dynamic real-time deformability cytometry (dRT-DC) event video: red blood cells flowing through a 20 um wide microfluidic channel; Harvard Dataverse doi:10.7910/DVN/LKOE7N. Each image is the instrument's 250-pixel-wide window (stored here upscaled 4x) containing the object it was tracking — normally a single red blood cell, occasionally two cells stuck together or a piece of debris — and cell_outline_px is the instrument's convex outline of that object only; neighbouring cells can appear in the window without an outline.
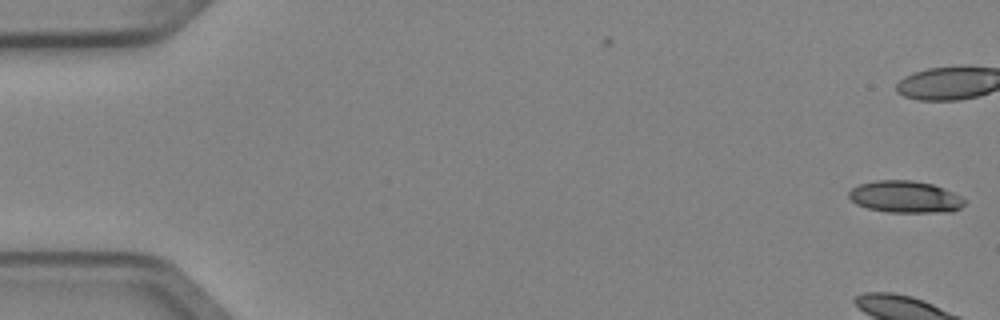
{"species": "Egyptian fruit bat (a non-hibernating species)", "species_latin": "Rousettus aegyptiacus", "temperature_condition": "cold", "stored_images_in_passage": 2, "camera_frame_rate_fps": 3000, "um_per_image_px": 0.085, "animal": {"sex": "female"}, "frame": {"image": 1, "passage_image": 2, "time_ms": 0.333, "image_size_px": [1000, 320], "cell_outline_px": [[968, 200], [960, 208], [952, 212], [888, 212], [868, 208], [856, 204], [848, 196], [848, 192], [852, 188], [860, 184], [876, 180], [912, 180], [932, 184], [944, 188]], "centroid_in_image_um": [76.96, 16.73], "position_along_channel_um": 8.0, "area_um2": 21.56}}